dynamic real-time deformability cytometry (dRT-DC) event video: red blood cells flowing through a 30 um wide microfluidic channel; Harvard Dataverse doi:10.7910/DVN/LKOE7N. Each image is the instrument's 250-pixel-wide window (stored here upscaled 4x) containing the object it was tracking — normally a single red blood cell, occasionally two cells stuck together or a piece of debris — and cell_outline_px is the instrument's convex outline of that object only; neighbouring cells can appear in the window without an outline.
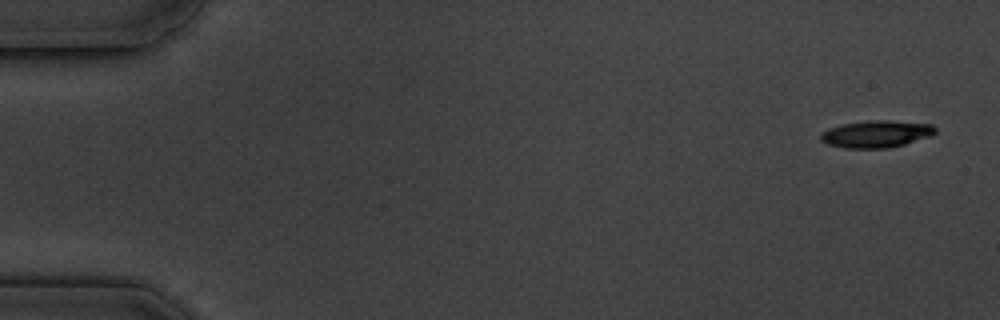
{"species": "common noctule bat (a hibernating species)", "species_latin": "Nyctalus noctula", "temperature_condition": "cold", "stored_images_in_passage": 5, "segment_of_instrument_passage": [2, 2], "camera_frame_rate_fps": 3000, "um_per_image_px": 0.085, "animal": {"sex": "male", "body_mass_g": 19.5, "forearm_length_mm": 54.6}, "frame": {"image": 1, "passage_image": 5, "time_ms": 5.667, "image_size_px": [1000, 320], "cell_outline_px": [[936, 132], [932, 136], [904, 144], [888, 148], [844, 148], [828, 144], [820, 140], [820, 132], [828, 128], [844, 124], [872, 120], [888, 120], [932, 124], [936, 128]], "centroid_in_image_um": [74.49, 11.39], "position_along_channel_um": 10.5, "area_um2": 18.15}}